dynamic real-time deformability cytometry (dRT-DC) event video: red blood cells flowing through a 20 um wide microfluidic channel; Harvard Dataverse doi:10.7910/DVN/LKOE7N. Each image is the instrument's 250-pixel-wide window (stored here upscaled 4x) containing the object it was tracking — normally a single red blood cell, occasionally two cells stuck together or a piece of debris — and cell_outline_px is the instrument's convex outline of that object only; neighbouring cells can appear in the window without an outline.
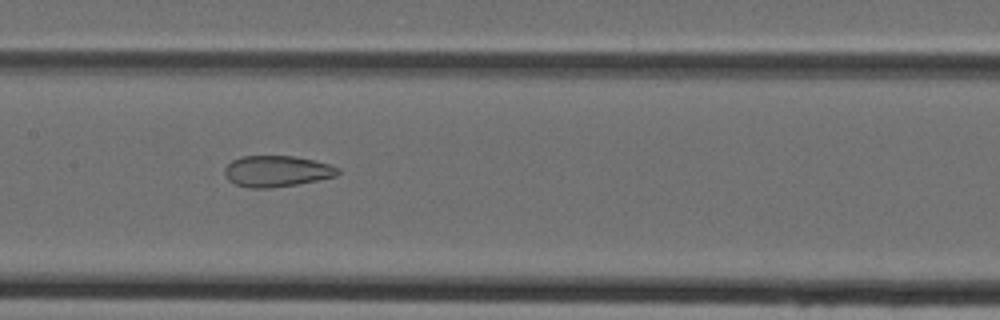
{"species": "Egyptian fruit bat (a non-hibernating species)", "species_latin": "Rousettus aegyptiacus", "temperature_condition": "cold", "stored_images_in_passage": 47, "camera_frame_rate_fps": 3000, "um_per_image_px": 0.085, "animal": {"sex": "female"}, "frame": {"image": 1, "passage_image": 23, "time_ms": 7.333, "image_size_px": [1000, 320], "cell_outline_px": [[340, 172], [336, 176], [296, 184], [272, 188], [248, 188], [236, 184], [228, 180], [224, 176], [224, 168], [232, 160], [240, 156], [292, 156], [312, 160], [328, 164], [340, 168]], "centroid_in_image_um": [23.48, 14.55], "position_along_channel_um": 183.9, "area_um2": 20.52}}
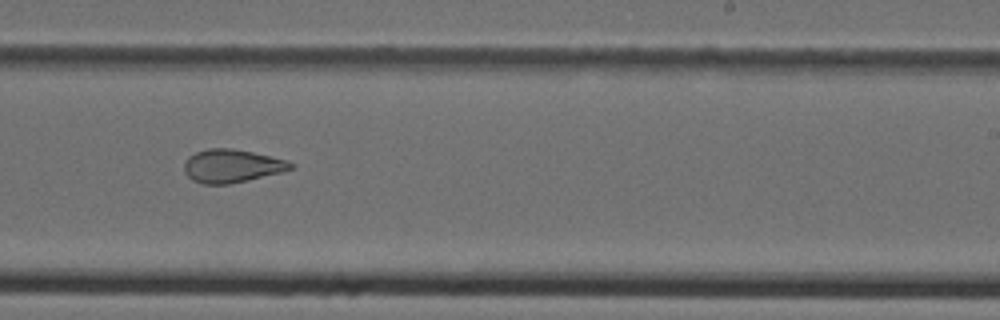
{"frame": {"image": 2, "passage_image": 29, "time_ms": 9.333, "image_size_px": [1000, 320], "cell_outline_px": [[292, 168], [280, 172], [248, 180], [228, 184], [204, 184], [192, 180], [184, 172], [184, 164], [188, 156], [196, 152], [208, 148], [232, 148], [252, 152], [288, 160], [292, 164]], "centroid_in_image_um": [19.66, 14.1], "position_along_channel_um": 269.3, "area_um2": 20.46}}
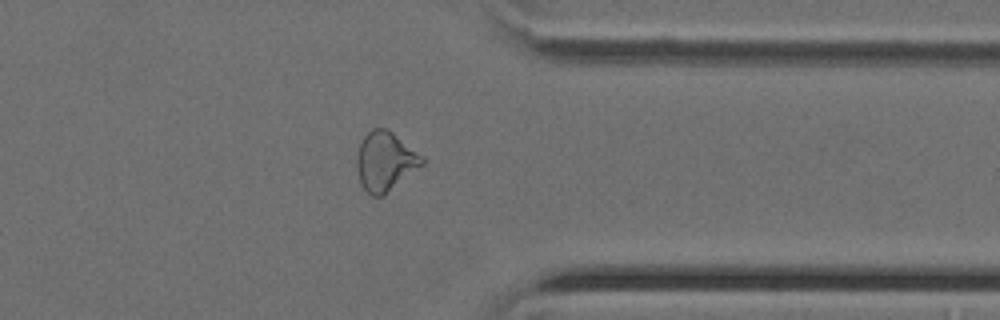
{"frame": {"image": 3, "passage_image": 37, "time_ms": 12.0, "image_size_px": [1000, 320], "cell_outline_px": [[424, 164], [380, 196], [372, 196], [360, 184], [356, 168], [356, 156], [360, 144], [364, 136], [372, 128], [388, 128], [424, 156]], "centroid_in_image_um": [32.73, 13.67], "position_along_channel_um": 378.7, "area_um2": 22.37}}